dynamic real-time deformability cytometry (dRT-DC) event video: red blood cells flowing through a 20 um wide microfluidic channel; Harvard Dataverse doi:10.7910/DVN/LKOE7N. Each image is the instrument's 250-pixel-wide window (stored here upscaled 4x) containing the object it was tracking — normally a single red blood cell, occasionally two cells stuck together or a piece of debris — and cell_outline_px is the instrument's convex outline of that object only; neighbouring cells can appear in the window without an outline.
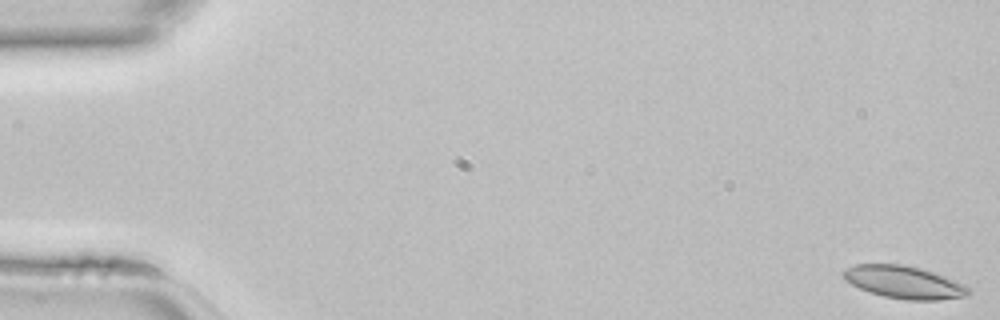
{"species": "common noctule bat (a hibernating species)", "species_latin": "Nyctalus noctula", "temperature_condition": "room temperature", "stored_images_in_passage": 14, "camera_frame_rate_fps": 3000, "um_per_image_px": 0.085, "animal": {"sex": "female", "body_mass_g": 22.7, "forearm_length_mm": 54.2}, "frame": {"image": 1, "passage_image": 1, "time_ms": 0.0, "image_size_px": [1000, 320], "cell_outline_px": [[972, 292], [968, 296], [940, 300], [908, 300], [884, 296], [860, 288], [844, 280], [840, 276], [840, 272], [856, 264], [904, 264], [936, 272], [964, 284]], "centroid_in_image_um": [76.86, 23.98], "position_along_channel_um": 8.1, "area_um2": 23.93}}
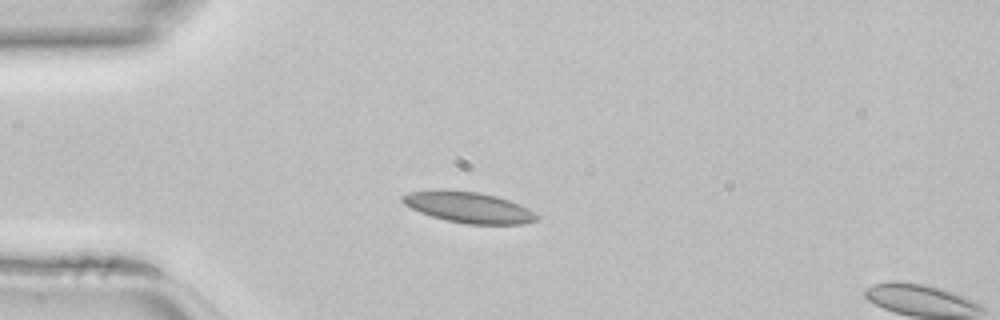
{"frame": {"image": 2, "passage_image": 12, "time_ms": 3.667, "image_size_px": [1000, 320], "cell_outline_px": [[540, 216], [536, 220], [524, 224], [468, 224], [448, 220], [432, 216], [420, 212], [404, 204], [400, 200], [400, 196], [408, 192], [440, 188], [444, 188], [480, 192], [496, 196], [520, 204], [536, 212]], "centroid_in_image_um": [39.81, 17.59], "position_along_channel_um": 45.2, "area_um2": 24.57}}